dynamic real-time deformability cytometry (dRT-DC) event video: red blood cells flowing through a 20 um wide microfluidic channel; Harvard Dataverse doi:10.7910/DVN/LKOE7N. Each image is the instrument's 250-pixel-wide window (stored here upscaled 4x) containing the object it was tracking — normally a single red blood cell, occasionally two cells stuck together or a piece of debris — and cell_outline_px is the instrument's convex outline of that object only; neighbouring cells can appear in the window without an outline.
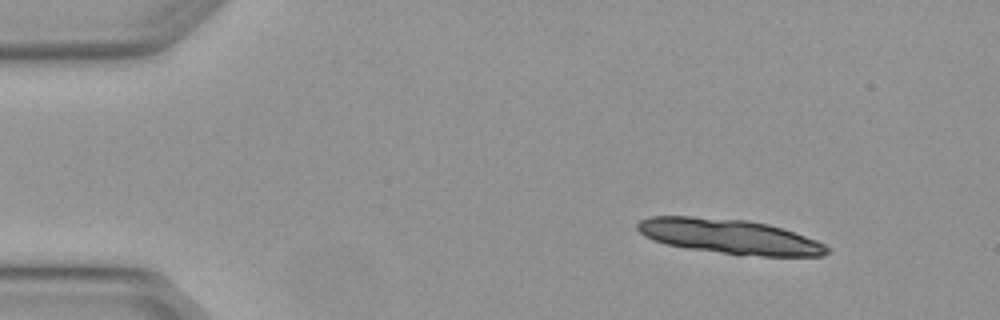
{"species": "Egyptian fruit bat (a non-hibernating species)", "species_latin": "Rousettus aegyptiacus", "temperature_condition": "warm", "stored_images_in_passage": 4, "camera_frame_rate_fps": 3000, "um_per_image_px": 0.085, "animal": {"sex": "female"}, "frame": {"image": 1, "passage_image": 1, "time_ms": 0.0, "image_size_px": [1000, 320], "cell_outline_px": [[828, 252], [824, 256], [740, 256], [688, 248], [668, 244], [652, 240], [644, 236], [636, 228], [636, 224], [640, 220], [648, 216], [692, 216], [748, 220], [768, 224], [816, 240], [824, 244], [828, 248]], "centroid_in_image_um": [61.96, 20.11], "position_along_channel_um": 23.0, "area_um2": 38.55}}
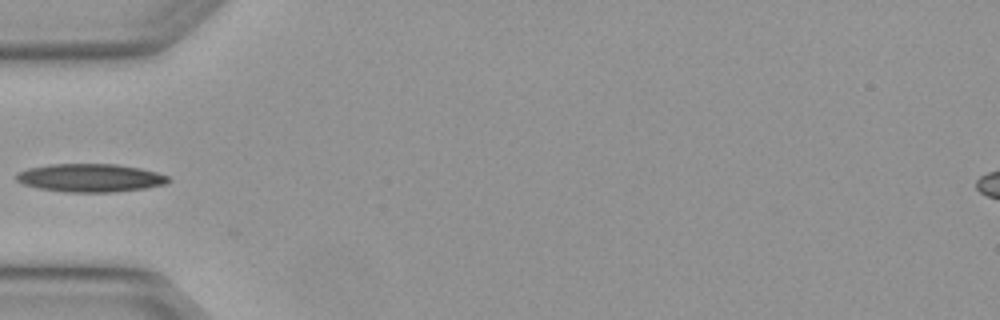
{"frame": {"image": 2, "passage_image": 4, "time_ms": 1.0, "image_size_px": [1000, 320], "cell_outline_px": [[172, 180], [168, 184], [144, 188], [112, 192], [64, 192], [40, 188], [24, 184], [16, 180], [16, 176], [20, 172], [28, 168], [48, 164], [116, 164], [140, 168], [156, 172], [168, 176]], "centroid_in_image_um": [7.71, 15.12], "position_along_channel_um": 77.3, "area_um2": 24.91}}